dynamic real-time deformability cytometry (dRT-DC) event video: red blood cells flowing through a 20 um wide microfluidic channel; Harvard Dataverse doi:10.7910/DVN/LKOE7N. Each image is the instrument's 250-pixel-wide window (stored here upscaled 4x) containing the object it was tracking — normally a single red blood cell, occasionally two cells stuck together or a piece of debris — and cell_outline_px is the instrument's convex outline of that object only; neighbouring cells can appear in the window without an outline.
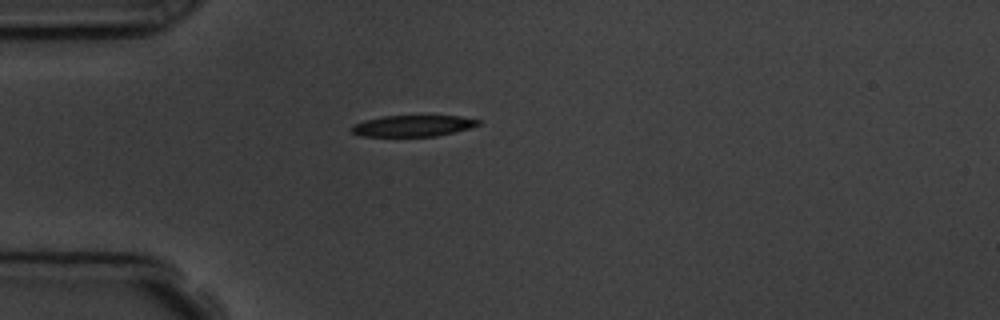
{"species": "common noctule bat (a hibernating species)", "species_latin": "Nyctalus noctula", "temperature_condition": "room temperature", "stored_images_in_passage": 1, "camera_frame_rate_fps": 3000, "um_per_image_px": 0.085, "animal": {"sex": "male", "body_mass_g": 19.5, "forearm_length_mm": 54.6}, "frame": {"image": 1, "passage_image": 1, "time_ms": 0.0, "image_size_px": [1000, 320], "cell_outline_px": [[480, 124], [468, 128], [436, 136], [360, 136], [352, 132], [348, 128], [352, 124], [364, 120], [384, 116], [460, 116], [480, 120]], "centroid_in_image_um": [35.02, 10.69], "position_along_channel_um": 50.0, "area_um2": 15.61}}